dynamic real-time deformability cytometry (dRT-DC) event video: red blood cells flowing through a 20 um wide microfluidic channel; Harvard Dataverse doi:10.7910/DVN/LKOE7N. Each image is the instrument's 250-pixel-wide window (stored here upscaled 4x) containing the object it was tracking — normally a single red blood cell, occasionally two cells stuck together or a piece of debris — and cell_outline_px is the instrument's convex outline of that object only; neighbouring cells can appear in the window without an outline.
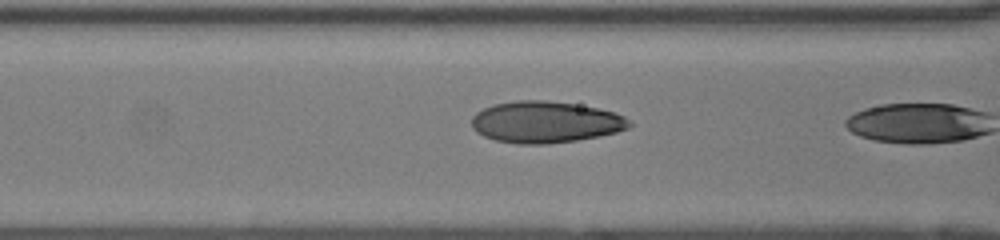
{"species": "human", "species_latin": "Homo sapiens", "temperature_condition": "room temperature", "stored_images_in_passage": 22, "camera_frame_rate_fps": 3000, "um_per_image_px": 0.085, "donor": {"sex": "female"}, "frame": {"image": 1, "passage_image": 21, "time_ms": 6.667, "image_size_px": [1000, 240], "cell_outline_px": [[632, 124], [628, 128], [616, 132], [600, 136], [576, 140], [548, 144], [516, 144], [496, 140], [484, 136], [476, 132], [472, 128], [472, 116], [476, 112], [492, 104], [516, 100], [548, 100], [596, 108], [612, 112], [624, 116]], "centroid_in_image_um": [46.32, 10.38], "position_along_channel_um": 120.3, "area_um2": 38.15}}